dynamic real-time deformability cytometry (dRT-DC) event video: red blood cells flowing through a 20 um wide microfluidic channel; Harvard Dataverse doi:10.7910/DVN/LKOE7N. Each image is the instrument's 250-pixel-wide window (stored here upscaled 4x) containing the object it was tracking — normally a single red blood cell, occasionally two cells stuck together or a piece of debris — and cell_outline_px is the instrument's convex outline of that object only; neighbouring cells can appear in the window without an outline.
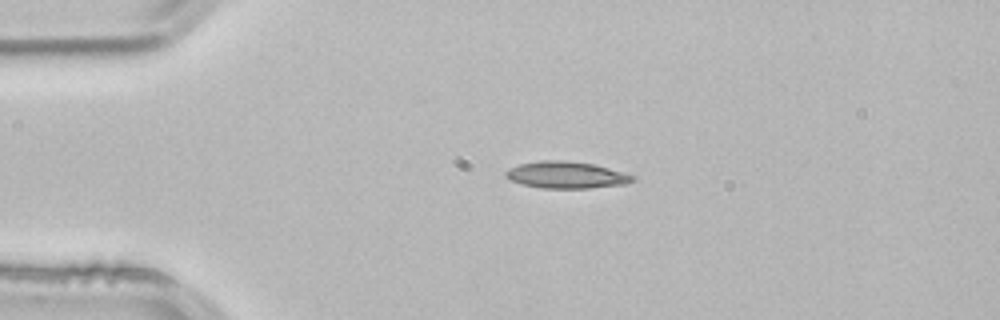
{"species": "common noctule bat (a hibernating species)", "species_latin": "Nyctalus noctula", "temperature_condition": "room temperature", "stored_images_in_passage": 42, "camera_frame_rate_fps": 3000, "um_per_image_px": 0.085, "animal": {"sex": "male", "body_mass_g": 21.5, "forearm_length_mm": 52.0}, "frame": {"image": 1, "passage_image": 1, "time_ms": 0.0, "image_size_px": [1000, 320], "cell_outline_px": [[632, 180], [624, 184], [588, 188], [540, 188], [524, 184], [512, 180], [504, 176], [504, 172], [508, 168], [520, 164], [544, 160], [564, 160], [596, 164], [632, 176]], "centroid_in_image_um": [48.06, 14.86], "position_along_channel_um": 36.9, "area_um2": 19.48}}
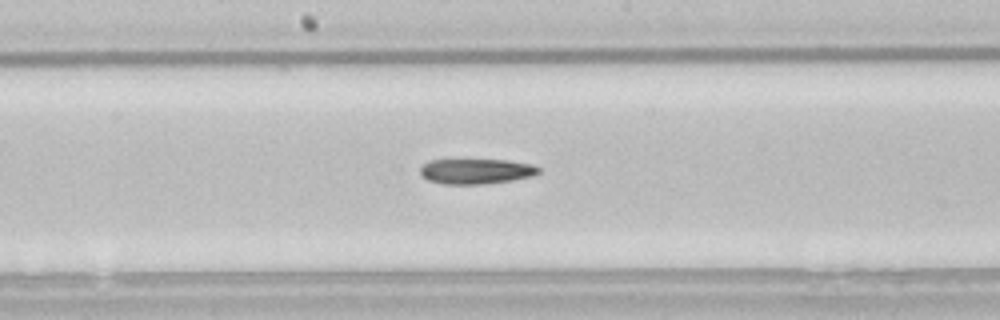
{"frame": {"image": 2, "passage_image": 17, "time_ms": 5.333, "image_size_px": [1000, 320], "cell_outline_px": [[540, 172], [532, 176], [512, 180], [484, 184], [444, 184], [428, 180], [420, 176], [420, 168], [428, 160], [508, 160], [532, 164], [540, 168]], "centroid_in_image_um": [40.46, 14.56], "position_along_channel_um": 207.7, "area_um2": 17.46}}
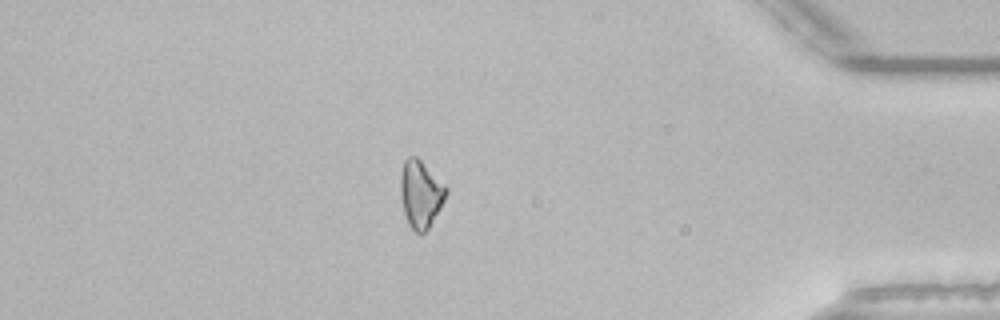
{"frame": {"image": 3, "passage_image": 35, "time_ms": 11.333, "image_size_px": [1000, 320], "cell_outline_px": [[448, 192], [440, 208], [428, 228], [424, 232], [416, 232], [408, 224], [404, 212], [400, 192], [400, 176], [404, 160], [408, 156], [416, 156], [448, 188]], "centroid_in_image_um": [35.74, 16.47], "position_along_channel_um": 399.5, "area_um2": 17.63}}